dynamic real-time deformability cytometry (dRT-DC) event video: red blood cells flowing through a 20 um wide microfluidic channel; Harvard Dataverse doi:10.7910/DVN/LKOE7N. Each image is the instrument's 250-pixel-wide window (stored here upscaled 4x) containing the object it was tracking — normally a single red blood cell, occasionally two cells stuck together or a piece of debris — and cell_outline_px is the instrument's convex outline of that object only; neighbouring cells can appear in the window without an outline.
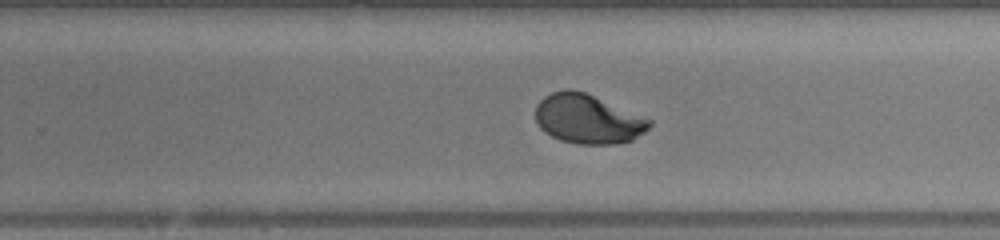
{"species": "human", "species_latin": "Homo sapiens", "temperature_condition": "warm", "stored_images_in_passage": 27, "segment_of_instrument_passage": [2, 2], "camera_frame_rate_fps": 3000, "um_per_image_px": 0.085, "donor": {"sex": "female"}, "frame": {"image": 1, "passage_image": 27, "time_ms": 8.667, "image_size_px": [1000, 240], "cell_outline_px": [[652, 124], [644, 132], [632, 140], [616, 144], [576, 144], [560, 140], [544, 132], [540, 128], [536, 120], [536, 104], [544, 96], [552, 92], [564, 88], [572, 88], [584, 92], [652, 120]], "centroid_in_image_um": [49.93, 10.11], "position_along_channel_um": 279.9, "area_um2": 32.71}}